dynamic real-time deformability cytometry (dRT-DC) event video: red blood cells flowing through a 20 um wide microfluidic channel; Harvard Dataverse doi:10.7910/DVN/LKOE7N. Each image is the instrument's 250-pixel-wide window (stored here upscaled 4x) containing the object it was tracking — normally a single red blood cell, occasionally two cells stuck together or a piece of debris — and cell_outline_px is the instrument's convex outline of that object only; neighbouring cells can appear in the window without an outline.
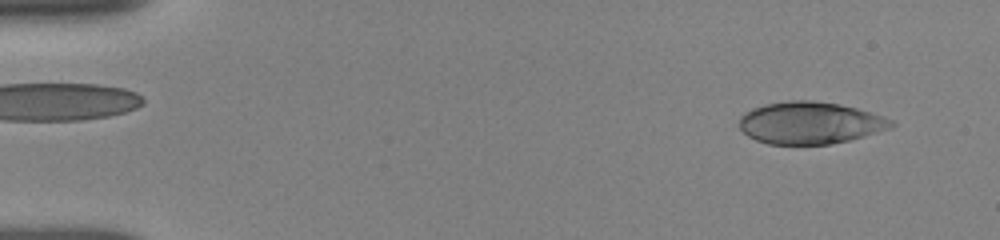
{"species": "human", "species_latin": "Homo sapiens", "temperature_condition": "room temperature", "stored_images_in_passage": 66, "camera_frame_rate_fps": 3000, "um_per_image_px": 0.085, "donor": {"sex": "female"}, "frame": {"image": 1, "passage_image": 4, "time_ms": 1.0, "image_size_px": [1000, 240], "cell_outline_px": [[896, 124], [888, 128], [864, 136], [848, 140], [828, 144], [768, 144], [756, 140], [748, 136], [740, 128], [740, 116], [744, 112], [752, 108], [768, 104], [788, 100], [812, 100], [840, 104], [856, 108], [892, 120]], "centroid_in_image_um": [68.81, 10.44], "position_along_channel_um": 16.2, "area_um2": 36.93}}
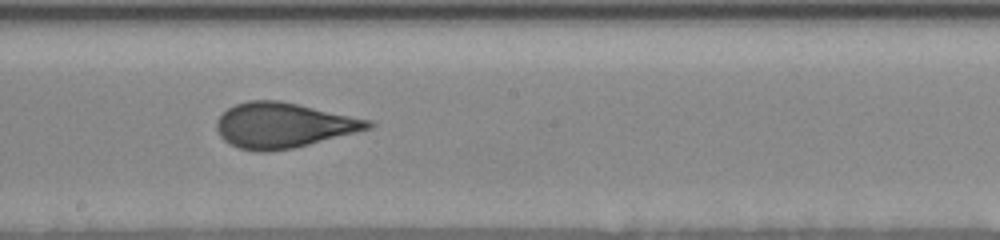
{"frame": {"image": 2, "passage_image": 37, "time_ms": 9.333, "image_size_px": [1000, 240], "cell_outline_px": [[376, 124], [372, 128], [292, 148], [268, 152], [256, 152], [240, 148], [224, 140], [220, 136], [216, 128], [216, 120], [228, 108], [236, 104], [248, 100], [280, 100], [372, 120]], "centroid_in_image_um": [24.08, 10.64], "position_along_channel_um": 224.1, "area_um2": 39.77}}
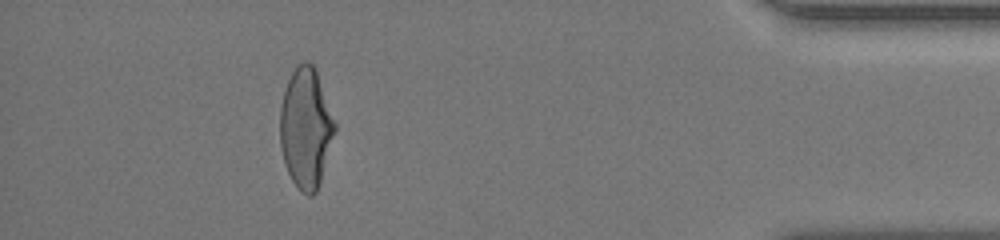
{"frame": {"image": 3, "passage_image": 61, "time_ms": 15.333, "image_size_px": [1000, 240], "cell_outline_px": [[336, 132], [316, 192], [312, 196], [308, 196], [300, 192], [292, 180], [284, 164], [280, 144], [280, 108], [284, 92], [288, 80], [292, 72], [304, 60], [308, 60], [312, 64], [316, 72], [336, 124]], "centroid_in_image_um": [25.99, 10.92], "position_along_channel_um": 409.2, "area_um2": 38.09}, "authors_computed_cell_mechanics": {"area_um2": 39.1884, "velocity_mm_per_s": 3.8492, "shape_relaxation_time_tau1_ms": 6.1074, "shape_relaxation_time_tau2_ms": 0.7307, "deformation_change_tau1": 0.2051, "deformation_change_tau2": 0.07}}